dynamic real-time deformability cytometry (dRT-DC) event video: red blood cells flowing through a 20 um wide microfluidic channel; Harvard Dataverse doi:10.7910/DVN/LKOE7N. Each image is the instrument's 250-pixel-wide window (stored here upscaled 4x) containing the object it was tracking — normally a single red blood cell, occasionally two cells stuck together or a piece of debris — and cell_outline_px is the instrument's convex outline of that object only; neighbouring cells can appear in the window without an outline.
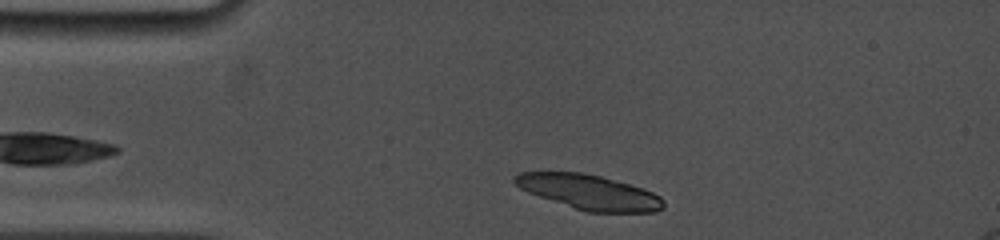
{"species": "common noctule bat (a hibernating species)", "species_latin": "Nyctalus noctula", "temperature_condition": "cold", "stored_images_in_passage": 6, "camera_frame_rate_fps": 5000, "um_per_image_px": 0.085, "animal": {"sex": "female", "body_mass_g": 19.0, "forearm_length_mm": 53.3}, "frame": {"image": 1, "passage_image": 3, "time_ms": 0.4, "image_size_px": [1000, 240], "cell_outline_px": [[664, 208], [656, 212], [588, 212], [528, 192], [520, 188], [512, 180], [512, 176], [520, 172], [580, 172], [600, 176], [628, 184], [652, 192], [660, 196], [664, 200]], "centroid_in_image_um": [50.08, 16.32], "position_along_channel_um": 34.9, "area_um2": 29.77}}